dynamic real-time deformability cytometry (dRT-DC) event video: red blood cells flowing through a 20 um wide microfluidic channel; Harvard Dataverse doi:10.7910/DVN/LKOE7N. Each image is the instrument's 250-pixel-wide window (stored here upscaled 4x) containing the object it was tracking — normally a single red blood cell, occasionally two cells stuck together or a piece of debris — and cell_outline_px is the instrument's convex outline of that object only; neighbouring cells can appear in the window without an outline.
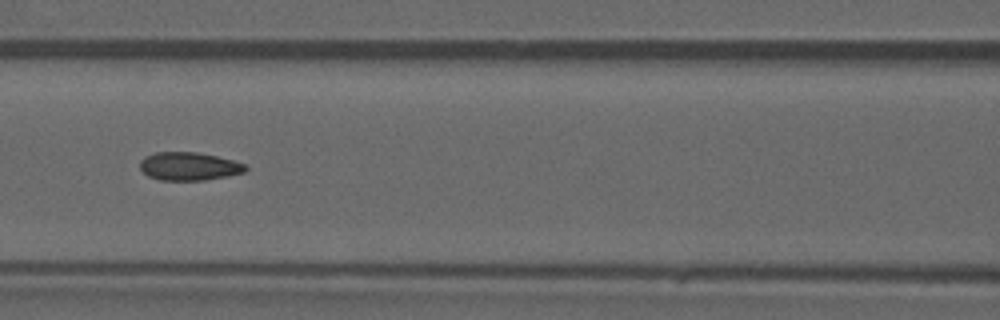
{"species": "common noctule bat (a hibernating species)", "species_latin": "Nyctalus noctula", "temperature_condition": "warm", "stored_images_in_passage": 46, "camera_frame_rate_fps": 3000, "um_per_image_px": 0.085, "animal": {"sex": "male", "forearm_length_mm": 52.5}, "frame": {"image": 1, "passage_image": 20, "time_ms": 6.333, "image_size_px": [1000, 320], "cell_outline_px": [[248, 168], [244, 172], [228, 176], [204, 180], [160, 180], [148, 176], [140, 168], [140, 160], [144, 156], [156, 152], [196, 152], [216, 156], [232, 160], [244, 164]], "centroid_in_image_um": [16.04, 14.13], "position_along_channel_um": 150.6, "area_um2": 17.28}}